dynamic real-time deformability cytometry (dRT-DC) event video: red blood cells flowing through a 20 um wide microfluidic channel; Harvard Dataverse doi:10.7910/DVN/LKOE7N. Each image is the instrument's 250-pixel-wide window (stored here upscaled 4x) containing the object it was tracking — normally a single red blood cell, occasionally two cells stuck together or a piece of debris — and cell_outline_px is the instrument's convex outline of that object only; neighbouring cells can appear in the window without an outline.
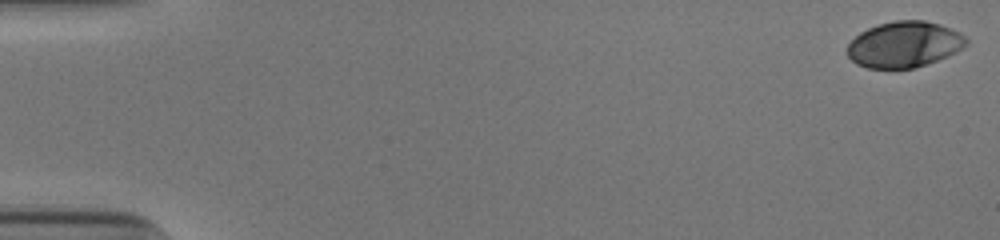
{"species": "human", "species_latin": "Homo sapiens", "temperature_condition": "cold", "stored_images_in_passage": 48, "camera_frame_rate_fps": 3000, "um_per_image_px": 0.085, "donor": {"sex": "male"}, "frame": {"image": 1, "passage_image": 1, "time_ms": 0.0, "image_size_px": [1000, 240], "cell_outline_px": [[968, 44], [956, 52], [936, 60], [912, 68], [868, 68], [856, 64], [848, 56], [848, 44], [860, 32], [868, 28], [880, 24], [896, 20], [924, 20], [940, 24], [960, 32], [968, 40]], "centroid_in_image_um": [76.87, 3.77], "position_along_channel_um": 8.1, "area_um2": 31.62}}
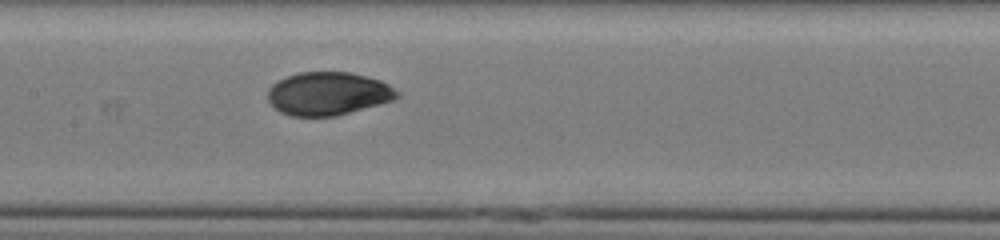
{"frame": {"image": 2, "passage_image": 27, "time_ms": 8.667, "image_size_px": [1000, 240], "cell_outline_px": [[400, 96], [392, 100], [336, 116], [292, 116], [280, 112], [268, 100], [268, 88], [276, 80], [300, 72], [352, 72], [380, 80], [388, 84], [400, 92]], "centroid_in_image_um": [27.88, 7.95], "position_along_channel_um": 179.5, "area_um2": 32.48}}
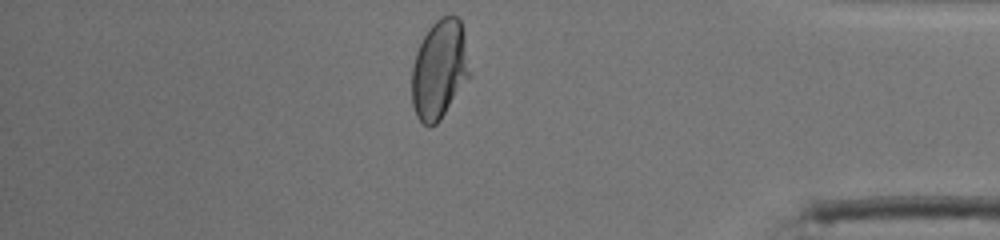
{"frame": {"image": 3, "passage_image": 46, "time_ms": 15.0, "image_size_px": [1000, 240], "cell_outline_px": [[472, 76], [440, 120], [436, 124], [428, 128], [416, 116], [412, 104], [412, 68], [416, 52], [428, 28], [440, 16], [456, 16], [460, 20], [464, 36]], "centroid_in_image_um": [37.36, 5.93], "position_along_channel_um": 397.8, "area_um2": 33.7}, "authors_computed_cell_mechanics": {"area_um2": 32.6859, "velocity_mm_per_s": 3.8985, "shape_relaxation_time_tau1_ms": 6.2769, "shape_relaxation_time_tau2_ms": 1.0256, "deformation_change_tau1": 0.1763, "deformation_change_tau2": 0.0358}}